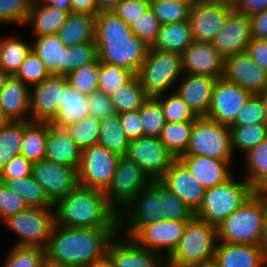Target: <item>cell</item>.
Returning <instances> with one entry per match:
<instances>
[{
  "label": "cell",
  "mask_w": 267,
  "mask_h": 267,
  "mask_svg": "<svg viewBox=\"0 0 267 267\" xmlns=\"http://www.w3.org/2000/svg\"><path fill=\"white\" fill-rule=\"evenodd\" d=\"M119 228H71L56 225L44 248L46 261L69 267H87L106 255Z\"/></svg>",
  "instance_id": "obj_1"
},
{
  "label": "cell",
  "mask_w": 267,
  "mask_h": 267,
  "mask_svg": "<svg viewBox=\"0 0 267 267\" xmlns=\"http://www.w3.org/2000/svg\"><path fill=\"white\" fill-rule=\"evenodd\" d=\"M95 41L100 62L124 67L135 74L149 50L112 10L100 11L96 15Z\"/></svg>",
  "instance_id": "obj_2"
},
{
  "label": "cell",
  "mask_w": 267,
  "mask_h": 267,
  "mask_svg": "<svg viewBox=\"0 0 267 267\" xmlns=\"http://www.w3.org/2000/svg\"><path fill=\"white\" fill-rule=\"evenodd\" d=\"M55 224L71 228H119V213L102 191L78 185L54 203Z\"/></svg>",
  "instance_id": "obj_3"
},
{
  "label": "cell",
  "mask_w": 267,
  "mask_h": 267,
  "mask_svg": "<svg viewBox=\"0 0 267 267\" xmlns=\"http://www.w3.org/2000/svg\"><path fill=\"white\" fill-rule=\"evenodd\" d=\"M265 216V197L254 192L217 227V240L260 246Z\"/></svg>",
  "instance_id": "obj_4"
},
{
  "label": "cell",
  "mask_w": 267,
  "mask_h": 267,
  "mask_svg": "<svg viewBox=\"0 0 267 267\" xmlns=\"http://www.w3.org/2000/svg\"><path fill=\"white\" fill-rule=\"evenodd\" d=\"M217 227L196 216L187 222L175 251L167 258L170 267H193L214 259Z\"/></svg>",
  "instance_id": "obj_5"
},
{
  "label": "cell",
  "mask_w": 267,
  "mask_h": 267,
  "mask_svg": "<svg viewBox=\"0 0 267 267\" xmlns=\"http://www.w3.org/2000/svg\"><path fill=\"white\" fill-rule=\"evenodd\" d=\"M255 191L246 181H237L234 175L222 184L206 189L195 216L217 226L236 211Z\"/></svg>",
  "instance_id": "obj_6"
},
{
  "label": "cell",
  "mask_w": 267,
  "mask_h": 267,
  "mask_svg": "<svg viewBox=\"0 0 267 267\" xmlns=\"http://www.w3.org/2000/svg\"><path fill=\"white\" fill-rule=\"evenodd\" d=\"M183 73L181 55L174 52L149 48L144 63L136 76L149 97L170 93ZM180 77V78H179Z\"/></svg>",
  "instance_id": "obj_7"
},
{
  "label": "cell",
  "mask_w": 267,
  "mask_h": 267,
  "mask_svg": "<svg viewBox=\"0 0 267 267\" xmlns=\"http://www.w3.org/2000/svg\"><path fill=\"white\" fill-rule=\"evenodd\" d=\"M183 155L208 156L232 163L230 128L207 117L193 121L190 141Z\"/></svg>",
  "instance_id": "obj_8"
},
{
  "label": "cell",
  "mask_w": 267,
  "mask_h": 267,
  "mask_svg": "<svg viewBox=\"0 0 267 267\" xmlns=\"http://www.w3.org/2000/svg\"><path fill=\"white\" fill-rule=\"evenodd\" d=\"M161 219V181L151 180L119 214V232L132 239L143 227Z\"/></svg>",
  "instance_id": "obj_9"
},
{
  "label": "cell",
  "mask_w": 267,
  "mask_h": 267,
  "mask_svg": "<svg viewBox=\"0 0 267 267\" xmlns=\"http://www.w3.org/2000/svg\"><path fill=\"white\" fill-rule=\"evenodd\" d=\"M19 236L14 246L45 248L55 226L54 207H27L2 221Z\"/></svg>",
  "instance_id": "obj_10"
},
{
  "label": "cell",
  "mask_w": 267,
  "mask_h": 267,
  "mask_svg": "<svg viewBox=\"0 0 267 267\" xmlns=\"http://www.w3.org/2000/svg\"><path fill=\"white\" fill-rule=\"evenodd\" d=\"M151 182L144 170L127 155H120L106 200L120 214L134 197Z\"/></svg>",
  "instance_id": "obj_11"
},
{
  "label": "cell",
  "mask_w": 267,
  "mask_h": 267,
  "mask_svg": "<svg viewBox=\"0 0 267 267\" xmlns=\"http://www.w3.org/2000/svg\"><path fill=\"white\" fill-rule=\"evenodd\" d=\"M120 155L94 144L81 151L78 184L105 192L110 186Z\"/></svg>",
  "instance_id": "obj_12"
},
{
  "label": "cell",
  "mask_w": 267,
  "mask_h": 267,
  "mask_svg": "<svg viewBox=\"0 0 267 267\" xmlns=\"http://www.w3.org/2000/svg\"><path fill=\"white\" fill-rule=\"evenodd\" d=\"M233 10V3L196 0L190 7L188 17L193 40L211 43Z\"/></svg>",
  "instance_id": "obj_13"
},
{
  "label": "cell",
  "mask_w": 267,
  "mask_h": 267,
  "mask_svg": "<svg viewBox=\"0 0 267 267\" xmlns=\"http://www.w3.org/2000/svg\"><path fill=\"white\" fill-rule=\"evenodd\" d=\"M125 155L135 161L151 180H160L176 160L159 137L130 140Z\"/></svg>",
  "instance_id": "obj_14"
},
{
  "label": "cell",
  "mask_w": 267,
  "mask_h": 267,
  "mask_svg": "<svg viewBox=\"0 0 267 267\" xmlns=\"http://www.w3.org/2000/svg\"><path fill=\"white\" fill-rule=\"evenodd\" d=\"M252 94L235 83L218 78L212 93L207 118L230 126Z\"/></svg>",
  "instance_id": "obj_15"
},
{
  "label": "cell",
  "mask_w": 267,
  "mask_h": 267,
  "mask_svg": "<svg viewBox=\"0 0 267 267\" xmlns=\"http://www.w3.org/2000/svg\"><path fill=\"white\" fill-rule=\"evenodd\" d=\"M69 84L66 75L50 74L41 83L30 87V119L50 122L58 112L64 88Z\"/></svg>",
  "instance_id": "obj_16"
},
{
  "label": "cell",
  "mask_w": 267,
  "mask_h": 267,
  "mask_svg": "<svg viewBox=\"0 0 267 267\" xmlns=\"http://www.w3.org/2000/svg\"><path fill=\"white\" fill-rule=\"evenodd\" d=\"M106 255L110 258L114 267L167 266V259L163 255L141 247L133 239L123 237L121 233L116 234L109 242Z\"/></svg>",
  "instance_id": "obj_17"
},
{
  "label": "cell",
  "mask_w": 267,
  "mask_h": 267,
  "mask_svg": "<svg viewBox=\"0 0 267 267\" xmlns=\"http://www.w3.org/2000/svg\"><path fill=\"white\" fill-rule=\"evenodd\" d=\"M32 176L53 203L79 185L76 168L53 163L46 159L33 163Z\"/></svg>",
  "instance_id": "obj_18"
},
{
  "label": "cell",
  "mask_w": 267,
  "mask_h": 267,
  "mask_svg": "<svg viewBox=\"0 0 267 267\" xmlns=\"http://www.w3.org/2000/svg\"><path fill=\"white\" fill-rule=\"evenodd\" d=\"M188 221L161 219L143 227L132 239L166 259L175 251Z\"/></svg>",
  "instance_id": "obj_19"
},
{
  "label": "cell",
  "mask_w": 267,
  "mask_h": 267,
  "mask_svg": "<svg viewBox=\"0 0 267 267\" xmlns=\"http://www.w3.org/2000/svg\"><path fill=\"white\" fill-rule=\"evenodd\" d=\"M223 78L252 95H259L267 89V71L258 66L246 52L225 58Z\"/></svg>",
  "instance_id": "obj_20"
},
{
  "label": "cell",
  "mask_w": 267,
  "mask_h": 267,
  "mask_svg": "<svg viewBox=\"0 0 267 267\" xmlns=\"http://www.w3.org/2000/svg\"><path fill=\"white\" fill-rule=\"evenodd\" d=\"M184 74L222 78L225 59L209 42L193 41L181 54Z\"/></svg>",
  "instance_id": "obj_21"
},
{
  "label": "cell",
  "mask_w": 267,
  "mask_h": 267,
  "mask_svg": "<svg viewBox=\"0 0 267 267\" xmlns=\"http://www.w3.org/2000/svg\"><path fill=\"white\" fill-rule=\"evenodd\" d=\"M251 39L249 16L234 9L229 14L223 29L211 43L225 59L237 53L246 52Z\"/></svg>",
  "instance_id": "obj_22"
},
{
  "label": "cell",
  "mask_w": 267,
  "mask_h": 267,
  "mask_svg": "<svg viewBox=\"0 0 267 267\" xmlns=\"http://www.w3.org/2000/svg\"><path fill=\"white\" fill-rule=\"evenodd\" d=\"M217 78L184 74L175 86V93L188 105L196 117H206Z\"/></svg>",
  "instance_id": "obj_23"
},
{
  "label": "cell",
  "mask_w": 267,
  "mask_h": 267,
  "mask_svg": "<svg viewBox=\"0 0 267 267\" xmlns=\"http://www.w3.org/2000/svg\"><path fill=\"white\" fill-rule=\"evenodd\" d=\"M160 181L196 212L202 203L206 188L176 159Z\"/></svg>",
  "instance_id": "obj_24"
},
{
  "label": "cell",
  "mask_w": 267,
  "mask_h": 267,
  "mask_svg": "<svg viewBox=\"0 0 267 267\" xmlns=\"http://www.w3.org/2000/svg\"><path fill=\"white\" fill-rule=\"evenodd\" d=\"M206 189L222 184L233 176L232 163L208 156L181 155L177 158Z\"/></svg>",
  "instance_id": "obj_25"
},
{
  "label": "cell",
  "mask_w": 267,
  "mask_h": 267,
  "mask_svg": "<svg viewBox=\"0 0 267 267\" xmlns=\"http://www.w3.org/2000/svg\"><path fill=\"white\" fill-rule=\"evenodd\" d=\"M214 260L219 267H266L267 259L260 246L218 241ZM266 265V266H265Z\"/></svg>",
  "instance_id": "obj_26"
},
{
  "label": "cell",
  "mask_w": 267,
  "mask_h": 267,
  "mask_svg": "<svg viewBox=\"0 0 267 267\" xmlns=\"http://www.w3.org/2000/svg\"><path fill=\"white\" fill-rule=\"evenodd\" d=\"M0 106L9 121H30V87L10 76L0 92Z\"/></svg>",
  "instance_id": "obj_27"
},
{
  "label": "cell",
  "mask_w": 267,
  "mask_h": 267,
  "mask_svg": "<svg viewBox=\"0 0 267 267\" xmlns=\"http://www.w3.org/2000/svg\"><path fill=\"white\" fill-rule=\"evenodd\" d=\"M81 149L66 129H60L50 124L47 139L45 159L69 166L78 170L81 160Z\"/></svg>",
  "instance_id": "obj_28"
},
{
  "label": "cell",
  "mask_w": 267,
  "mask_h": 267,
  "mask_svg": "<svg viewBox=\"0 0 267 267\" xmlns=\"http://www.w3.org/2000/svg\"><path fill=\"white\" fill-rule=\"evenodd\" d=\"M86 116H89L87 95L78 92L68 84L63 90L58 112L50 124L60 129H66Z\"/></svg>",
  "instance_id": "obj_29"
},
{
  "label": "cell",
  "mask_w": 267,
  "mask_h": 267,
  "mask_svg": "<svg viewBox=\"0 0 267 267\" xmlns=\"http://www.w3.org/2000/svg\"><path fill=\"white\" fill-rule=\"evenodd\" d=\"M70 12L56 7L40 5L37 1L29 11L25 26L33 31L32 37L57 34L60 27L66 22Z\"/></svg>",
  "instance_id": "obj_30"
},
{
  "label": "cell",
  "mask_w": 267,
  "mask_h": 267,
  "mask_svg": "<svg viewBox=\"0 0 267 267\" xmlns=\"http://www.w3.org/2000/svg\"><path fill=\"white\" fill-rule=\"evenodd\" d=\"M31 50L51 74L65 75L66 46L57 34L35 37Z\"/></svg>",
  "instance_id": "obj_31"
},
{
  "label": "cell",
  "mask_w": 267,
  "mask_h": 267,
  "mask_svg": "<svg viewBox=\"0 0 267 267\" xmlns=\"http://www.w3.org/2000/svg\"><path fill=\"white\" fill-rule=\"evenodd\" d=\"M96 16L70 13L66 22L57 32L66 47L95 40Z\"/></svg>",
  "instance_id": "obj_32"
},
{
  "label": "cell",
  "mask_w": 267,
  "mask_h": 267,
  "mask_svg": "<svg viewBox=\"0 0 267 267\" xmlns=\"http://www.w3.org/2000/svg\"><path fill=\"white\" fill-rule=\"evenodd\" d=\"M48 136L49 122L23 121L21 155H24L32 163L44 160Z\"/></svg>",
  "instance_id": "obj_33"
},
{
  "label": "cell",
  "mask_w": 267,
  "mask_h": 267,
  "mask_svg": "<svg viewBox=\"0 0 267 267\" xmlns=\"http://www.w3.org/2000/svg\"><path fill=\"white\" fill-rule=\"evenodd\" d=\"M193 41L188 20H184L161 25L157 41L152 48L181 55Z\"/></svg>",
  "instance_id": "obj_34"
},
{
  "label": "cell",
  "mask_w": 267,
  "mask_h": 267,
  "mask_svg": "<svg viewBox=\"0 0 267 267\" xmlns=\"http://www.w3.org/2000/svg\"><path fill=\"white\" fill-rule=\"evenodd\" d=\"M243 157L246 162L245 180L255 192H260L267 185V138L248 150Z\"/></svg>",
  "instance_id": "obj_35"
},
{
  "label": "cell",
  "mask_w": 267,
  "mask_h": 267,
  "mask_svg": "<svg viewBox=\"0 0 267 267\" xmlns=\"http://www.w3.org/2000/svg\"><path fill=\"white\" fill-rule=\"evenodd\" d=\"M31 50V42L9 35L0 39V67L14 76Z\"/></svg>",
  "instance_id": "obj_36"
},
{
  "label": "cell",
  "mask_w": 267,
  "mask_h": 267,
  "mask_svg": "<svg viewBox=\"0 0 267 267\" xmlns=\"http://www.w3.org/2000/svg\"><path fill=\"white\" fill-rule=\"evenodd\" d=\"M148 98L149 96L142 88L136 75L127 84L109 96L116 114L139 110Z\"/></svg>",
  "instance_id": "obj_37"
},
{
  "label": "cell",
  "mask_w": 267,
  "mask_h": 267,
  "mask_svg": "<svg viewBox=\"0 0 267 267\" xmlns=\"http://www.w3.org/2000/svg\"><path fill=\"white\" fill-rule=\"evenodd\" d=\"M0 181L6 183L9 189L17 193L29 207H54V203L32 175L15 180Z\"/></svg>",
  "instance_id": "obj_38"
},
{
  "label": "cell",
  "mask_w": 267,
  "mask_h": 267,
  "mask_svg": "<svg viewBox=\"0 0 267 267\" xmlns=\"http://www.w3.org/2000/svg\"><path fill=\"white\" fill-rule=\"evenodd\" d=\"M99 144L118 155H125L129 139L125 135L118 114L100 120Z\"/></svg>",
  "instance_id": "obj_39"
},
{
  "label": "cell",
  "mask_w": 267,
  "mask_h": 267,
  "mask_svg": "<svg viewBox=\"0 0 267 267\" xmlns=\"http://www.w3.org/2000/svg\"><path fill=\"white\" fill-rule=\"evenodd\" d=\"M193 122H166L159 139L176 157L183 155L189 145Z\"/></svg>",
  "instance_id": "obj_40"
},
{
  "label": "cell",
  "mask_w": 267,
  "mask_h": 267,
  "mask_svg": "<svg viewBox=\"0 0 267 267\" xmlns=\"http://www.w3.org/2000/svg\"><path fill=\"white\" fill-rule=\"evenodd\" d=\"M231 148L233 153L241 151L245 154L267 138V124H248L243 126H229Z\"/></svg>",
  "instance_id": "obj_41"
},
{
  "label": "cell",
  "mask_w": 267,
  "mask_h": 267,
  "mask_svg": "<svg viewBox=\"0 0 267 267\" xmlns=\"http://www.w3.org/2000/svg\"><path fill=\"white\" fill-rule=\"evenodd\" d=\"M23 121H9L0 127V169L21 155Z\"/></svg>",
  "instance_id": "obj_42"
},
{
  "label": "cell",
  "mask_w": 267,
  "mask_h": 267,
  "mask_svg": "<svg viewBox=\"0 0 267 267\" xmlns=\"http://www.w3.org/2000/svg\"><path fill=\"white\" fill-rule=\"evenodd\" d=\"M136 74L124 67L100 62L98 68L99 91L110 96L127 84Z\"/></svg>",
  "instance_id": "obj_43"
},
{
  "label": "cell",
  "mask_w": 267,
  "mask_h": 267,
  "mask_svg": "<svg viewBox=\"0 0 267 267\" xmlns=\"http://www.w3.org/2000/svg\"><path fill=\"white\" fill-rule=\"evenodd\" d=\"M144 137H159L166 124L163 108L156 97H149L139 109Z\"/></svg>",
  "instance_id": "obj_44"
},
{
  "label": "cell",
  "mask_w": 267,
  "mask_h": 267,
  "mask_svg": "<svg viewBox=\"0 0 267 267\" xmlns=\"http://www.w3.org/2000/svg\"><path fill=\"white\" fill-rule=\"evenodd\" d=\"M161 213L163 219L191 221L195 212L161 182Z\"/></svg>",
  "instance_id": "obj_45"
},
{
  "label": "cell",
  "mask_w": 267,
  "mask_h": 267,
  "mask_svg": "<svg viewBox=\"0 0 267 267\" xmlns=\"http://www.w3.org/2000/svg\"><path fill=\"white\" fill-rule=\"evenodd\" d=\"M192 4L166 0H149V8L161 25L188 20Z\"/></svg>",
  "instance_id": "obj_46"
},
{
  "label": "cell",
  "mask_w": 267,
  "mask_h": 267,
  "mask_svg": "<svg viewBox=\"0 0 267 267\" xmlns=\"http://www.w3.org/2000/svg\"><path fill=\"white\" fill-rule=\"evenodd\" d=\"M99 58L92 63L86 64L78 69L71 71L67 75L69 85L78 92L90 95L93 92L99 91L98 83V68Z\"/></svg>",
  "instance_id": "obj_47"
},
{
  "label": "cell",
  "mask_w": 267,
  "mask_h": 267,
  "mask_svg": "<svg viewBox=\"0 0 267 267\" xmlns=\"http://www.w3.org/2000/svg\"><path fill=\"white\" fill-rule=\"evenodd\" d=\"M3 267H43L46 258L41 247L12 246Z\"/></svg>",
  "instance_id": "obj_48"
},
{
  "label": "cell",
  "mask_w": 267,
  "mask_h": 267,
  "mask_svg": "<svg viewBox=\"0 0 267 267\" xmlns=\"http://www.w3.org/2000/svg\"><path fill=\"white\" fill-rule=\"evenodd\" d=\"M66 130L81 150L99 143L100 120L93 116H86Z\"/></svg>",
  "instance_id": "obj_49"
},
{
  "label": "cell",
  "mask_w": 267,
  "mask_h": 267,
  "mask_svg": "<svg viewBox=\"0 0 267 267\" xmlns=\"http://www.w3.org/2000/svg\"><path fill=\"white\" fill-rule=\"evenodd\" d=\"M163 108L166 122H193L197 117L182 98L171 91L170 95L161 94L156 97Z\"/></svg>",
  "instance_id": "obj_50"
},
{
  "label": "cell",
  "mask_w": 267,
  "mask_h": 267,
  "mask_svg": "<svg viewBox=\"0 0 267 267\" xmlns=\"http://www.w3.org/2000/svg\"><path fill=\"white\" fill-rule=\"evenodd\" d=\"M99 58L96 41L66 47L65 75Z\"/></svg>",
  "instance_id": "obj_51"
},
{
  "label": "cell",
  "mask_w": 267,
  "mask_h": 267,
  "mask_svg": "<svg viewBox=\"0 0 267 267\" xmlns=\"http://www.w3.org/2000/svg\"><path fill=\"white\" fill-rule=\"evenodd\" d=\"M50 74L41 59L30 50L14 76L31 87L41 83Z\"/></svg>",
  "instance_id": "obj_52"
},
{
  "label": "cell",
  "mask_w": 267,
  "mask_h": 267,
  "mask_svg": "<svg viewBox=\"0 0 267 267\" xmlns=\"http://www.w3.org/2000/svg\"><path fill=\"white\" fill-rule=\"evenodd\" d=\"M160 26L159 20L155 17L153 11L148 8L130 25V29L136 37L150 48L153 47L157 41Z\"/></svg>",
  "instance_id": "obj_53"
},
{
  "label": "cell",
  "mask_w": 267,
  "mask_h": 267,
  "mask_svg": "<svg viewBox=\"0 0 267 267\" xmlns=\"http://www.w3.org/2000/svg\"><path fill=\"white\" fill-rule=\"evenodd\" d=\"M36 0H0V23L24 25Z\"/></svg>",
  "instance_id": "obj_54"
},
{
  "label": "cell",
  "mask_w": 267,
  "mask_h": 267,
  "mask_svg": "<svg viewBox=\"0 0 267 267\" xmlns=\"http://www.w3.org/2000/svg\"><path fill=\"white\" fill-rule=\"evenodd\" d=\"M252 123L266 124L264 104L259 95L250 97L230 126H243Z\"/></svg>",
  "instance_id": "obj_55"
},
{
  "label": "cell",
  "mask_w": 267,
  "mask_h": 267,
  "mask_svg": "<svg viewBox=\"0 0 267 267\" xmlns=\"http://www.w3.org/2000/svg\"><path fill=\"white\" fill-rule=\"evenodd\" d=\"M28 205L17 194L14 193L6 183L0 181V220L3 221L7 217L20 213L26 209Z\"/></svg>",
  "instance_id": "obj_56"
},
{
  "label": "cell",
  "mask_w": 267,
  "mask_h": 267,
  "mask_svg": "<svg viewBox=\"0 0 267 267\" xmlns=\"http://www.w3.org/2000/svg\"><path fill=\"white\" fill-rule=\"evenodd\" d=\"M148 8L149 0H122L112 11L130 26Z\"/></svg>",
  "instance_id": "obj_57"
},
{
  "label": "cell",
  "mask_w": 267,
  "mask_h": 267,
  "mask_svg": "<svg viewBox=\"0 0 267 267\" xmlns=\"http://www.w3.org/2000/svg\"><path fill=\"white\" fill-rule=\"evenodd\" d=\"M32 165L24 155L15 156L0 169V180H15L32 175Z\"/></svg>",
  "instance_id": "obj_58"
},
{
  "label": "cell",
  "mask_w": 267,
  "mask_h": 267,
  "mask_svg": "<svg viewBox=\"0 0 267 267\" xmlns=\"http://www.w3.org/2000/svg\"><path fill=\"white\" fill-rule=\"evenodd\" d=\"M89 105V115L99 120L116 114L114 106L112 105L109 96L101 91L93 92L87 95Z\"/></svg>",
  "instance_id": "obj_59"
},
{
  "label": "cell",
  "mask_w": 267,
  "mask_h": 267,
  "mask_svg": "<svg viewBox=\"0 0 267 267\" xmlns=\"http://www.w3.org/2000/svg\"><path fill=\"white\" fill-rule=\"evenodd\" d=\"M122 129L130 140L144 137V129L139 110H132L118 114Z\"/></svg>",
  "instance_id": "obj_60"
},
{
  "label": "cell",
  "mask_w": 267,
  "mask_h": 267,
  "mask_svg": "<svg viewBox=\"0 0 267 267\" xmlns=\"http://www.w3.org/2000/svg\"><path fill=\"white\" fill-rule=\"evenodd\" d=\"M246 53L252 60L267 71V40L252 38L247 46Z\"/></svg>",
  "instance_id": "obj_61"
},
{
  "label": "cell",
  "mask_w": 267,
  "mask_h": 267,
  "mask_svg": "<svg viewBox=\"0 0 267 267\" xmlns=\"http://www.w3.org/2000/svg\"><path fill=\"white\" fill-rule=\"evenodd\" d=\"M251 36L255 39H267V9L249 16Z\"/></svg>",
  "instance_id": "obj_62"
},
{
  "label": "cell",
  "mask_w": 267,
  "mask_h": 267,
  "mask_svg": "<svg viewBox=\"0 0 267 267\" xmlns=\"http://www.w3.org/2000/svg\"><path fill=\"white\" fill-rule=\"evenodd\" d=\"M233 5L237 12L250 16L267 9V0H236Z\"/></svg>",
  "instance_id": "obj_63"
},
{
  "label": "cell",
  "mask_w": 267,
  "mask_h": 267,
  "mask_svg": "<svg viewBox=\"0 0 267 267\" xmlns=\"http://www.w3.org/2000/svg\"><path fill=\"white\" fill-rule=\"evenodd\" d=\"M100 12L96 0H71V13L96 16Z\"/></svg>",
  "instance_id": "obj_64"
},
{
  "label": "cell",
  "mask_w": 267,
  "mask_h": 267,
  "mask_svg": "<svg viewBox=\"0 0 267 267\" xmlns=\"http://www.w3.org/2000/svg\"><path fill=\"white\" fill-rule=\"evenodd\" d=\"M40 5L56 7L71 13V0H36Z\"/></svg>",
  "instance_id": "obj_65"
},
{
  "label": "cell",
  "mask_w": 267,
  "mask_h": 267,
  "mask_svg": "<svg viewBox=\"0 0 267 267\" xmlns=\"http://www.w3.org/2000/svg\"><path fill=\"white\" fill-rule=\"evenodd\" d=\"M260 247L263 250L265 258L267 259V198H265V216L263 224V235L260 242Z\"/></svg>",
  "instance_id": "obj_66"
},
{
  "label": "cell",
  "mask_w": 267,
  "mask_h": 267,
  "mask_svg": "<svg viewBox=\"0 0 267 267\" xmlns=\"http://www.w3.org/2000/svg\"><path fill=\"white\" fill-rule=\"evenodd\" d=\"M122 0H96L100 11H111Z\"/></svg>",
  "instance_id": "obj_67"
},
{
  "label": "cell",
  "mask_w": 267,
  "mask_h": 267,
  "mask_svg": "<svg viewBox=\"0 0 267 267\" xmlns=\"http://www.w3.org/2000/svg\"><path fill=\"white\" fill-rule=\"evenodd\" d=\"M87 267H114V266L110 258L107 255H105L104 257L95 260Z\"/></svg>",
  "instance_id": "obj_68"
},
{
  "label": "cell",
  "mask_w": 267,
  "mask_h": 267,
  "mask_svg": "<svg viewBox=\"0 0 267 267\" xmlns=\"http://www.w3.org/2000/svg\"><path fill=\"white\" fill-rule=\"evenodd\" d=\"M10 74L5 72L1 67H0V92L6 85L7 80L10 78Z\"/></svg>",
  "instance_id": "obj_69"
},
{
  "label": "cell",
  "mask_w": 267,
  "mask_h": 267,
  "mask_svg": "<svg viewBox=\"0 0 267 267\" xmlns=\"http://www.w3.org/2000/svg\"><path fill=\"white\" fill-rule=\"evenodd\" d=\"M259 96L261 97L264 104L265 119L267 124V89L263 93L259 94Z\"/></svg>",
  "instance_id": "obj_70"
},
{
  "label": "cell",
  "mask_w": 267,
  "mask_h": 267,
  "mask_svg": "<svg viewBox=\"0 0 267 267\" xmlns=\"http://www.w3.org/2000/svg\"><path fill=\"white\" fill-rule=\"evenodd\" d=\"M193 267H219V265L214 259H212L210 261L203 262L202 264H198Z\"/></svg>",
  "instance_id": "obj_71"
},
{
  "label": "cell",
  "mask_w": 267,
  "mask_h": 267,
  "mask_svg": "<svg viewBox=\"0 0 267 267\" xmlns=\"http://www.w3.org/2000/svg\"><path fill=\"white\" fill-rule=\"evenodd\" d=\"M9 119L5 116L2 107L0 106V127L6 125Z\"/></svg>",
  "instance_id": "obj_72"
},
{
  "label": "cell",
  "mask_w": 267,
  "mask_h": 267,
  "mask_svg": "<svg viewBox=\"0 0 267 267\" xmlns=\"http://www.w3.org/2000/svg\"><path fill=\"white\" fill-rule=\"evenodd\" d=\"M43 267H69V266L58 265V264L51 263L49 261H45Z\"/></svg>",
  "instance_id": "obj_73"
},
{
  "label": "cell",
  "mask_w": 267,
  "mask_h": 267,
  "mask_svg": "<svg viewBox=\"0 0 267 267\" xmlns=\"http://www.w3.org/2000/svg\"><path fill=\"white\" fill-rule=\"evenodd\" d=\"M166 1H174L180 3H194L196 0H166Z\"/></svg>",
  "instance_id": "obj_74"
},
{
  "label": "cell",
  "mask_w": 267,
  "mask_h": 267,
  "mask_svg": "<svg viewBox=\"0 0 267 267\" xmlns=\"http://www.w3.org/2000/svg\"><path fill=\"white\" fill-rule=\"evenodd\" d=\"M260 193L267 198V185L260 191Z\"/></svg>",
  "instance_id": "obj_75"
},
{
  "label": "cell",
  "mask_w": 267,
  "mask_h": 267,
  "mask_svg": "<svg viewBox=\"0 0 267 267\" xmlns=\"http://www.w3.org/2000/svg\"><path fill=\"white\" fill-rule=\"evenodd\" d=\"M207 1H224L229 3H234L236 0H207Z\"/></svg>",
  "instance_id": "obj_76"
}]
</instances>
